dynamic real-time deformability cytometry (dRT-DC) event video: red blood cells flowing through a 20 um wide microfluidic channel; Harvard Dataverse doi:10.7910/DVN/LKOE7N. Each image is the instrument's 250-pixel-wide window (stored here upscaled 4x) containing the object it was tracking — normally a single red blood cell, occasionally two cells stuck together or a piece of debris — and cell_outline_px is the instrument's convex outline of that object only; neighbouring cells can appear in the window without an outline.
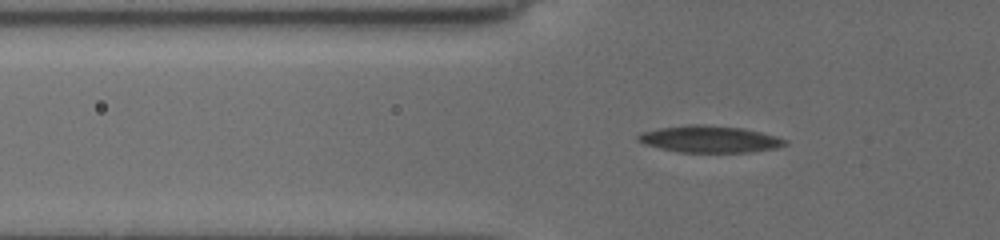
{"species": "common noctule bat (a hibernating species)", "species_latin": "Nyctalus noctula", "temperature_condition": "cold", "stored_images_in_passage": 20, "camera_frame_rate_fps": 3000, "um_per_image_px": 0.085, "animal": {"sex": "female", "body_mass_g": 19.5, "forearm_length_mm": 54.1}, "frame": {"image": 1, "passage_image": 4, "time_ms": 1.0, "image_size_px": [1000, 240], "cell_outline_px": [[788, 144], [776, 148], [748, 152], [680, 152], [660, 148], [644, 144], [636, 140], [636, 136], [640, 132], [660, 128], [688, 124], [704, 124], [744, 128], [776, 136], [788, 140]], "centroid_in_image_um": [60.31, 11.82], "position_along_channel_um": 65.5, "area_um2": 23.06}}
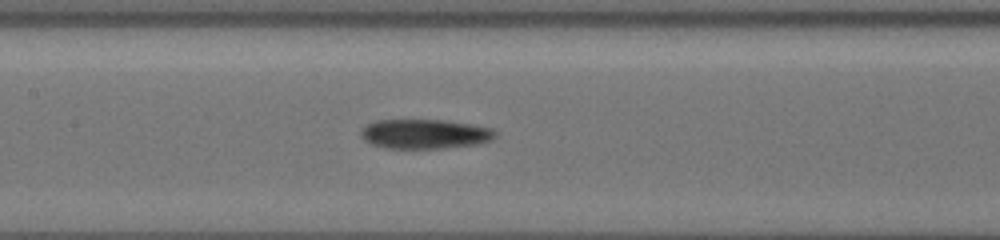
{"frame": {"image": 2, "passage_image": 13, "time_ms": 4.0, "image_size_px": [1000, 240], "cell_outline_px": [[496, 136], [492, 140], [480, 144], [444, 148], [384, 148], [372, 144], [364, 140], [360, 136], [360, 128], [376, 120], [444, 120], [472, 124], [492, 128], [496, 132]], "centroid_in_image_um": [36.11, 11.39], "position_along_channel_um": 171.3, "area_um2": 23.35}}
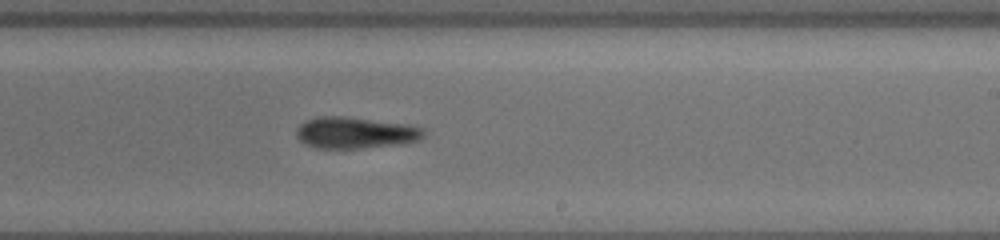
{"frame": {"image": 3, "passage_image": 20, "time_ms": 6.333, "image_size_px": [1000, 240], "cell_outline_px": [[424, 136], [420, 140], [404, 144], [360, 148], [312, 148], [300, 140], [296, 136], [296, 128], [300, 124], [316, 116], [340, 116], [424, 128]], "centroid_in_image_um": [30.14, 11.31], "position_along_channel_um": 258.9, "area_um2": 22.95}}